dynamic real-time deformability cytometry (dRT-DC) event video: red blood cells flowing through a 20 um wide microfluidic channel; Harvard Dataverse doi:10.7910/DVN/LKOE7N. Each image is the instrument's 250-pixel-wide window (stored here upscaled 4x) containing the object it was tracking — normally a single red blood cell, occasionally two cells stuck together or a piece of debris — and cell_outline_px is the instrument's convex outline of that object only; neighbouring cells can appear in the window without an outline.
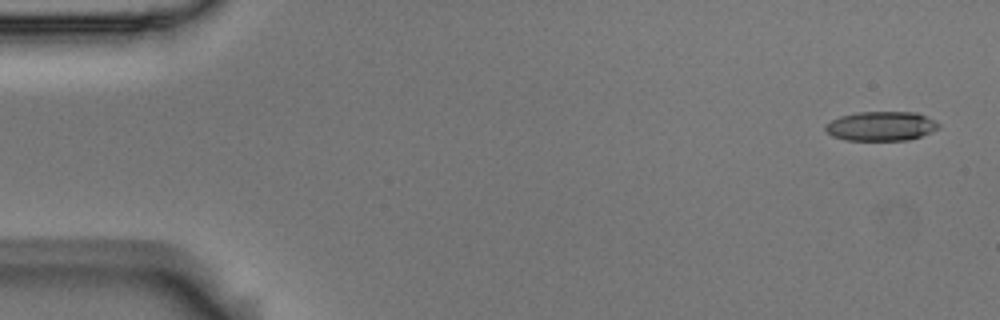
{"species": "Egyptian fruit bat (a non-hibernating species)", "species_latin": "Rousettus aegyptiacus", "temperature_condition": "room temperature", "stored_images_in_passage": 5, "camera_frame_rate_fps": 3000, "um_per_image_px": 0.085, "animal": {"sex": "male"}, "frame": {"image": 1, "passage_image": 1, "time_ms": 0.0, "image_size_px": [1000, 320], "cell_outline_px": [[940, 128], [920, 136], [908, 140], [848, 140], [832, 136], [824, 128], [832, 120], [840, 116], [856, 112], [916, 112], [936, 120], [940, 124]], "centroid_in_image_um": [74.93, 10.71], "position_along_channel_um": 10.1, "area_um2": 19.31}}
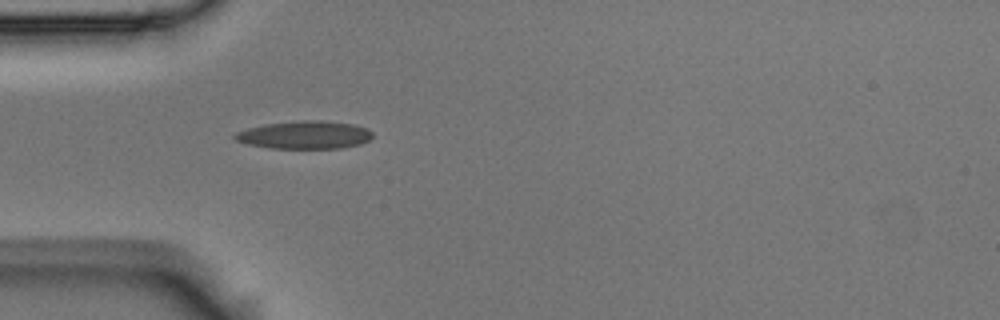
{"frame": {"image": 2, "passage_image": 5, "time_ms": 1.333, "image_size_px": [1000, 320], "cell_outline_px": [[372, 136], [368, 140], [360, 144], [340, 148], [272, 148], [248, 144], [236, 140], [232, 136], [236, 132], [248, 128], [264, 124], [304, 120], [324, 120], [356, 124], [368, 128], [372, 132]], "centroid_in_image_um": [25.92, 11.45], "position_along_channel_um": 59.1, "area_um2": 22.43}}